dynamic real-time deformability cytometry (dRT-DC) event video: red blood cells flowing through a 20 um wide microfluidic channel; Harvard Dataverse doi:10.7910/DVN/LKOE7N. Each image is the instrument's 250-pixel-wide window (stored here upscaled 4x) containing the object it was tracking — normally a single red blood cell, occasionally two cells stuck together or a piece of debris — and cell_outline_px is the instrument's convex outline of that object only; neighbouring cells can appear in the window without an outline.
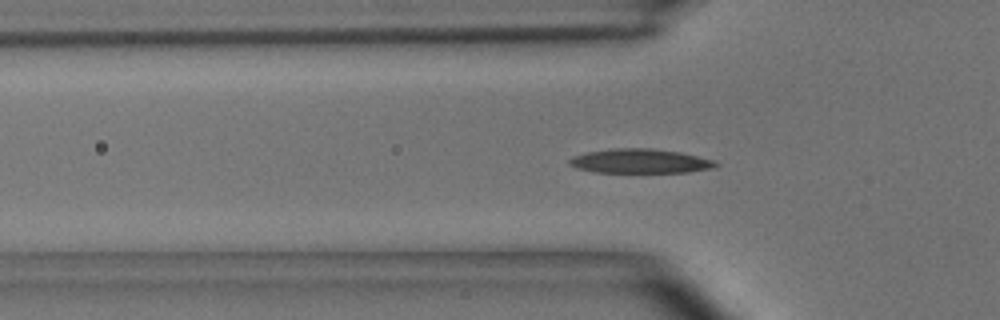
{"species": "common noctule bat (a hibernating species)", "species_latin": "Nyctalus noctula", "temperature_condition": "room temperature", "stored_images_in_passage": 39, "camera_frame_rate_fps": 3000, "um_per_image_px": 0.085, "animal": {"sex": "male", "body_mass_g": 15.6}, "frame": {"image": 1, "passage_image": 7, "time_ms": 2.0, "image_size_px": [1000, 320], "cell_outline_px": [[720, 164], [716, 168], [688, 172], [596, 172], [576, 168], [568, 164], [568, 160], [572, 156], [588, 152], [612, 148], [652, 148], [680, 152], [716, 160]], "centroid_in_image_um": [54.45, 13.69], "position_along_channel_um": 71.4, "area_um2": 20.92}}
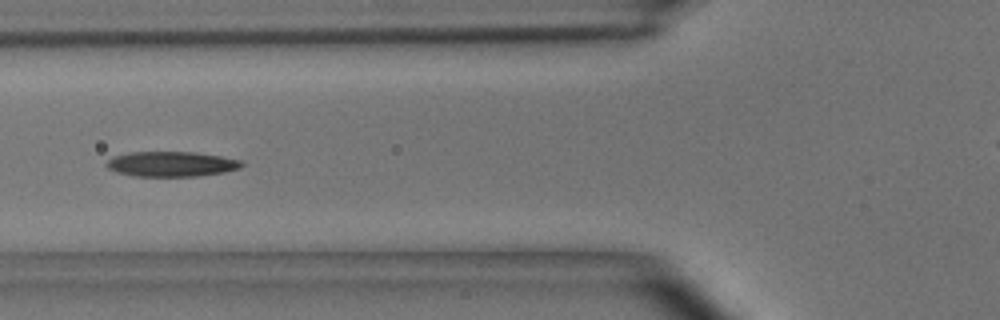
{"frame": {"image": 2, "passage_image": 10, "time_ms": 3.0, "image_size_px": [1000, 320], "cell_outline_px": [[244, 164], [240, 168], [224, 172], [196, 176], [132, 176], [116, 172], [108, 168], [104, 164], [108, 160], [116, 156], [132, 152], [196, 152], [244, 160]], "centroid_in_image_um": [14.6, 13.94], "position_along_channel_um": 111.2, "area_um2": 19.77}}
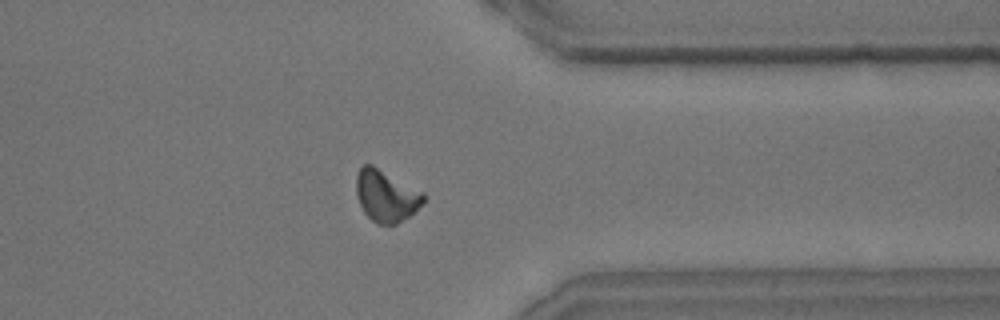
{"frame": {"image": 3, "passage_image": 31, "time_ms": 10.0, "image_size_px": [1000, 320], "cell_outline_px": [[424, 200], [408, 216], [396, 224], [376, 224], [364, 212], [356, 196], [356, 176], [360, 168], [364, 164], [372, 164], [424, 192]], "centroid_in_image_um": [32.78, 16.62], "position_along_channel_um": 378.6, "area_um2": 20.06}, "authors_computed_cell_mechanics": {"area_um2": 19.652, "velocity_mm_per_s": 3.9181, "shape_relaxation_time_tau1_ms": 5.0507, "shape_relaxation_time_tau2_ms": null, "deformation_change_tau1": 0.1367, "deformation_change_tau2": null}}